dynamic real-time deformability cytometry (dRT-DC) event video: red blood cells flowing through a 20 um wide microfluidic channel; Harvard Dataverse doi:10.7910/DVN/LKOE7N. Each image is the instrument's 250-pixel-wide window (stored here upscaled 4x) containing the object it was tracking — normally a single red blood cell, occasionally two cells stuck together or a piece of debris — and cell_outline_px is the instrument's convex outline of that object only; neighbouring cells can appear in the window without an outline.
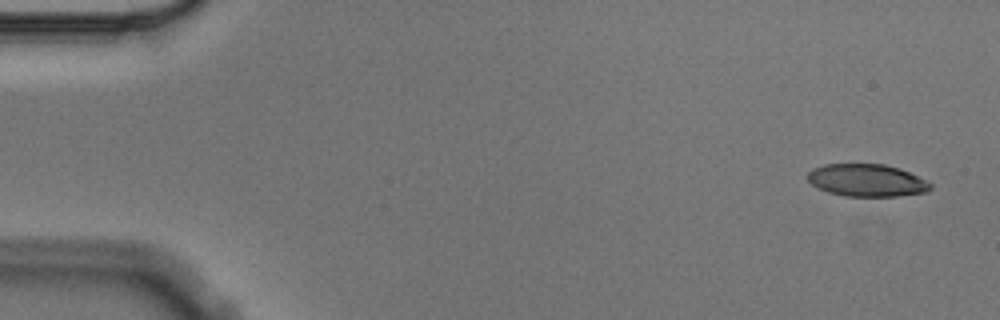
{"species": "Egyptian fruit bat (a non-hibernating species)", "species_latin": "Rousettus aegyptiacus", "temperature_condition": "cold", "stored_images_in_passage": 4, "camera_frame_rate_fps": 3000, "um_per_image_px": 0.085, "animal": {"sex": "male"}, "frame": {"image": 1, "passage_image": 1, "time_ms": 0.0, "image_size_px": [1000, 320], "cell_outline_px": [[932, 188], [928, 192], [896, 196], [844, 196], [828, 192], [812, 184], [804, 176], [812, 168], [824, 164], [884, 164], [900, 168], [932, 184]], "centroid_in_image_um": [73.65, 15.32], "position_along_channel_um": 11.4, "area_um2": 23.24}}
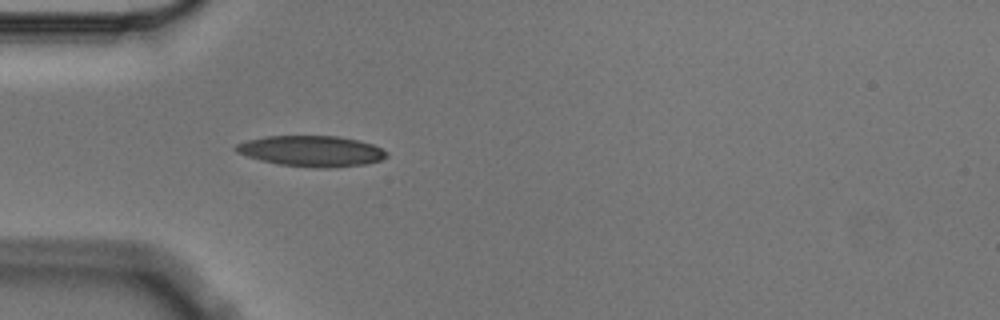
{"frame": {"image": 2, "passage_image": 4, "time_ms": 1.0, "image_size_px": [1000, 320], "cell_outline_px": [[388, 156], [380, 160], [364, 164], [328, 168], [316, 168], [280, 164], [260, 160], [236, 152], [232, 148], [236, 144], [248, 140], [268, 136], [340, 136], [372, 144], [388, 152]], "centroid_in_image_um": [26.46, 12.84], "position_along_channel_um": 58.5, "area_um2": 26.88}}